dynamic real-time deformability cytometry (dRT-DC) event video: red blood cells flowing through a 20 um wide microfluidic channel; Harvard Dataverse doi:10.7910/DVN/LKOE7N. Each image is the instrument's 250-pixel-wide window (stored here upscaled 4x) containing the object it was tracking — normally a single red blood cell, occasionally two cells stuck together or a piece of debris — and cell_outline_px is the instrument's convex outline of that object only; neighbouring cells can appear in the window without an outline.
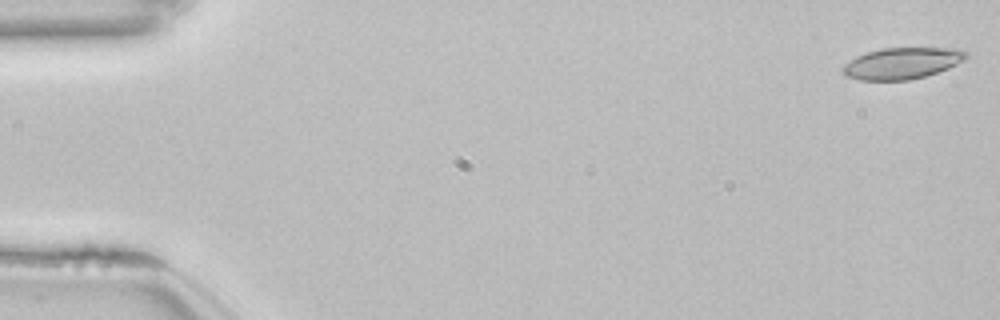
{"species": "common noctule bat (a hibernating species)", "species_latin": "Nyctalus noctula", "temperature_condition": "room temperature", "stored_images_in_passage": 9, "camera_frame_rate_fps": 3000, "um_per_image_px": 0.085, "animal": {"sex": "female", "body_mass_g": 22.7, "forearm_length_mm": 54.2}, "frame": {"image": 1, "passage_image": 1, "time_ms": 0.0, "image_size_px": [1000, 320], "cell_outline_px": [[968, 56], [964, 60], [948, 68], [924, 76], [908, 80], [860, 80], [844, 76], [840, 68], [844, 64], [856, 56], [868, 52], [884, 48], [960, 48], [968, 52]], "centroid_in_image_um": [76.66, 5.37], "position_along_channel_um": 8.3, "area_um2": 22.6}}